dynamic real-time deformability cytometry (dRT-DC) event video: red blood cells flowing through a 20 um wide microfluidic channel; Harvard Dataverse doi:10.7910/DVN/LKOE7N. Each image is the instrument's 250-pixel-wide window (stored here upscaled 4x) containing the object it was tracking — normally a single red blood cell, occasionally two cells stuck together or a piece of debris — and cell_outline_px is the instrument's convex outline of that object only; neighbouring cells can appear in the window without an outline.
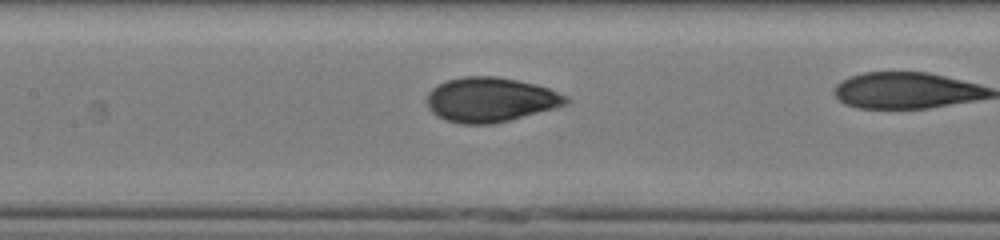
{"species": "human", "species_latin": "Homo sapiens", "temperature_condition": "cold", "stored_images_in_passage": 39, "camera_frame_rate_fps": 3000, "um_per_image_px": 0.085, "donor": {"sex": "male"}, "frame": {"image": 1, "passage_image": 23, "time_ms": 7.333, "image_size_px": [1000, 240], "cell_outline_px": [[572, 100], [568, 104], [508, 120], [492, 124], [460, 124], [444, 120], [436, 116], [428, 108], [428, 92], [432, 88], [448, 80], [464, 76], [496, 76], [536, 84], [548, 88], [568, 96]], "centroid_in_image_um": [41.69, 8.47], "position_along_channel_um": 165.7, "area_um2": 36.07}}